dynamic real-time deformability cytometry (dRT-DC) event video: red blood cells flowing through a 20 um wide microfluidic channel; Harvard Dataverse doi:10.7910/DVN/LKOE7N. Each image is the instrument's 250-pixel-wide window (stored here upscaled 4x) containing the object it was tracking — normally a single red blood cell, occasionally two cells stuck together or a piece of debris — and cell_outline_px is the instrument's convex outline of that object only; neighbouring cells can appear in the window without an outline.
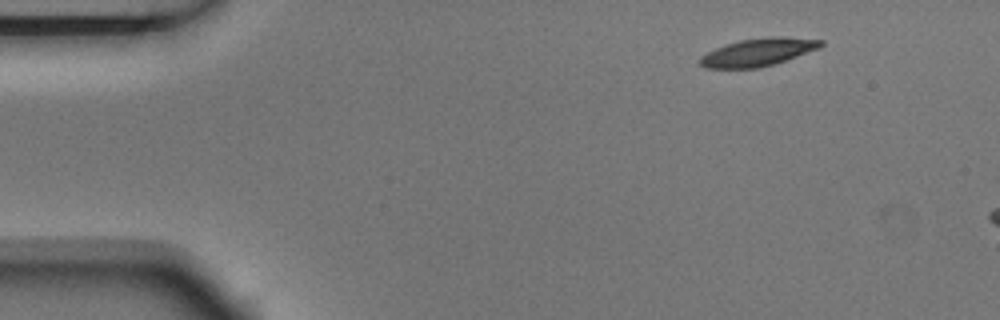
{"species": "Egyptian fruit bat (a non-hibernating species)", "species_latin": "Rousettus aegyptiacus", "temperature_condition": "room temperature", "stored_images_in_passage": 3, "camera_frame_rate_fps": 3000, "um_per_image_px": 0.085, "animal": {"sex": "male"}, "frame": {"image": 1, "passage_image": 1, "time_ms": 0.0, "image_size_px": [1000, 320], "cell_outline_px": [[824, 44], [820, 48], [772, 64], [756, 68], [708, 68], [700, 64], [700, 56], [724, 44], [740, 40], [768, 36], [784, 36], [824, 40]], "centroid_in_image_um": [64.45, 4.41], "position_along_channel_um": 20.5, "area_um2": 19.42}}